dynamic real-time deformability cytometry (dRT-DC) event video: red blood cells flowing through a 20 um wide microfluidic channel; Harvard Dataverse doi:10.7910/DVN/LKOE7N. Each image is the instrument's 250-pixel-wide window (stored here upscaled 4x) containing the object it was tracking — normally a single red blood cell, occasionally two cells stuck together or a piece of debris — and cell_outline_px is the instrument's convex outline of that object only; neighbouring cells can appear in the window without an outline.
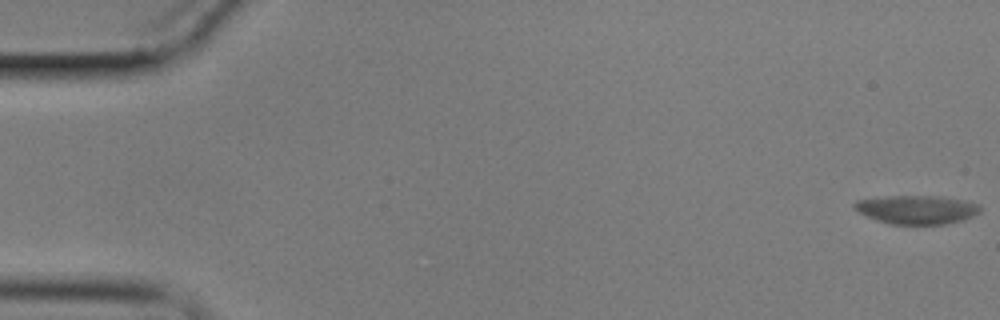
{"species": "common noctule bat (a hibernating species)", "species_latin": "Nyctalus noctula", "temperature_condition": "cold", "stored_images_in_passage": 66, "camera_frame_rate_fps": 3000, "um_per_image_px": 0.085, "animal": {"sex": "male", "body_mass_g": 17.9}, "frame": {"image": 1, "passage_image": 1, "time_ms": 0.0, "image_size_px": [1000, 320], "cell_outline_px": [[980, 212], [972, 216], [960, 220], [944, 224], [888, 224], [876, 220], [852, 208], [852, 204], [856, 200], [888, 196], [940, 196], [964, 200], [980, 204]], "centroid_in_image_um": [77.9, 17.81], "position_along_channel_um": 7.1, "area_um2": 20.98}}
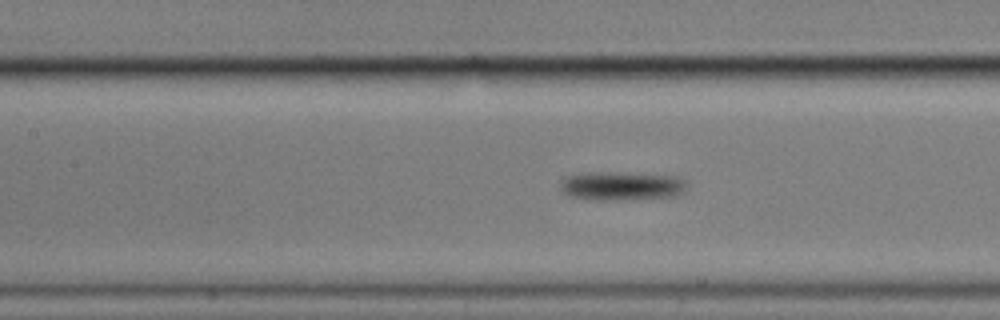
{"frame": {"image": 2, "passage_image": 29, "time_ms": 9.333, "image_size_px": [1000, 320], "cell_outline_px": [[688, 188], [684, 192], [676, 196], [620, 200], [584, 200], [568, 196], [560, 188], [560, 180], [564, 176], [584, 172], [616, 172], [680, 176], [688, 180]], "centroid_in_image_um": [52.84, 15.8], "position_along_channel_um": 154.6, "area_um2": 22.02}}
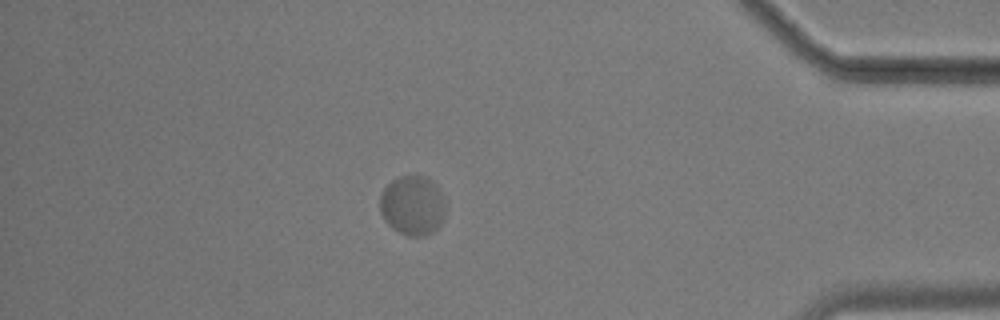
{"frame": {"image": 3, "passage_image": 57, "time_ms": 18.667, "image_size_px": [1000, 320], "cell_outline_px": [[444, 216], [440, 224], [432, 232], [424, 236], [408, 236], [392, 228], [384, 220], [380, 212], [380, 192], [392, 180], [400, 176], [424, 176], [432, 180], [436, 184], [444, 200]], "centroid_in_image_um": [35.05, 17.46], "position_along_channel_um": 400.2, "area_um2": 22.77}, "authors_computed_cell_mechanics": {"area_um2": 21.3282, "velocity_mm_per_s": 3.06, "shape_relaxation_time_tau1_ms": 8.6608, "shape_relaxation_time_tau2_ms": null, "deformation_change_tau1": 0.1226, "deformation_change_tau2": null}}